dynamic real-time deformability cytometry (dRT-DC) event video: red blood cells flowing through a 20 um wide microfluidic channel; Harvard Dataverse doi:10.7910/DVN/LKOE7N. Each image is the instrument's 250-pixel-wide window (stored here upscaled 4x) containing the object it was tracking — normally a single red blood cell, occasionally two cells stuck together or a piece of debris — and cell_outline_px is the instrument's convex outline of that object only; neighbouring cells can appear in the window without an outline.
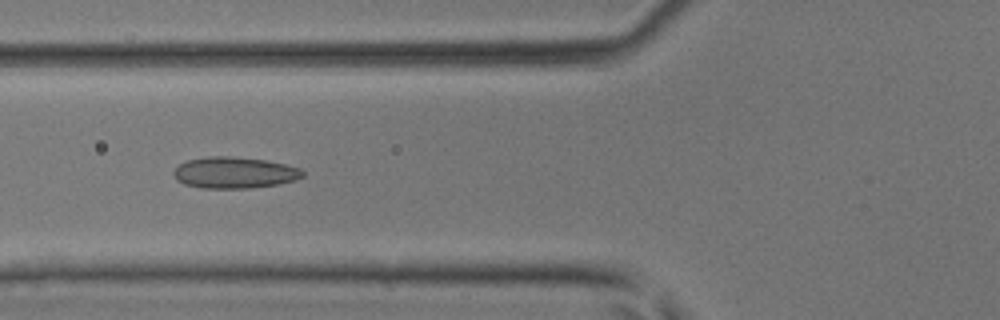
{"species": "common noctule bat (a hibernating species)", "species_latin": "Nyctalus noctula", "temperature_condition": "room temperature", "stored_images_in_passage": 41, "camera_frame_rate_fps": 3000, "um_per_image_px": 0.085, "animal": {"sex": "male", "body_mass_g": 17.9, "forearm_length_mm": 54.2}, "frame": {"image": 1, "passage_image": 14, "time_ms": 4.333, "image_size_px": [1000, 320], "cell_outline_px": [[304, 176], [296, 180], [276, 184], [248, 188], [200, 188], [184, 184], [176, 180], [172, 172], [180, 164], [188, 160], [208, 156], [228, 156], [268, 160], [300, 168], [304, 172]], "centroid_in_image_um": [19.92, 14.67], "position_along_channel_um": 105.9, "area_um2": 23.58}}
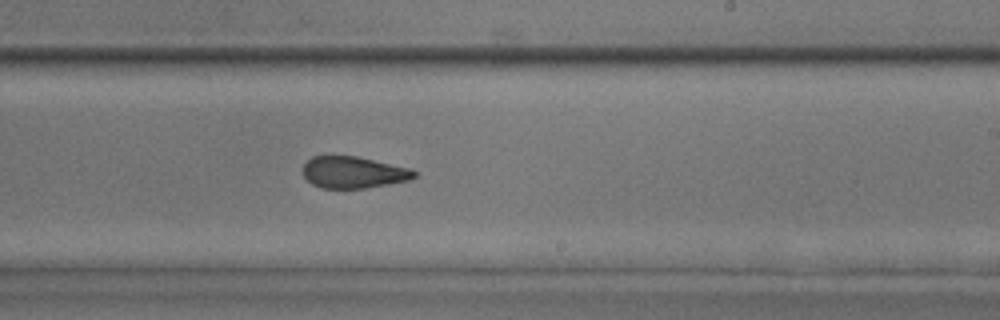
{"frame": {"image": 2, "passage_image": 24, "time_ms": 7.667, "image_size_px": [1000, 320], "cell_outline_px": [[416, 176], [408, 180], [388, 184], [364, 188], [320, 188], [312, 184], [304, 176], [304, 164], [312, 156], [332, 152], [356, 156], [412, 168], [416, 172]], "centroid_in_image_um": [30.0, 14.6], "position_along_channel_um": 259.0, "area_um2": 21.1}}
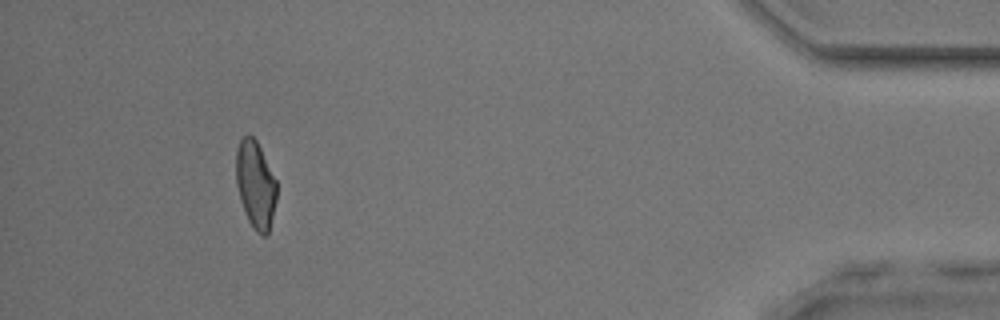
{"frame": {"image": 3, "passage_image": 38, "time_ms": 12.333, "image_size_px": [1000, 320], "cell_outline_px": [[276, 200], [268, 232], [264, 236], [256, 232], [252, 228], [244, 212], [240, 200], [236, 184], [236, 152], [240, 140], [244, 136], [252, 136], [256, 140], [276, 180]], "centroid_in_image_um": [21.7, 15.71], "position_along_channel_um": 413.5, "area_um2": 20.46}}